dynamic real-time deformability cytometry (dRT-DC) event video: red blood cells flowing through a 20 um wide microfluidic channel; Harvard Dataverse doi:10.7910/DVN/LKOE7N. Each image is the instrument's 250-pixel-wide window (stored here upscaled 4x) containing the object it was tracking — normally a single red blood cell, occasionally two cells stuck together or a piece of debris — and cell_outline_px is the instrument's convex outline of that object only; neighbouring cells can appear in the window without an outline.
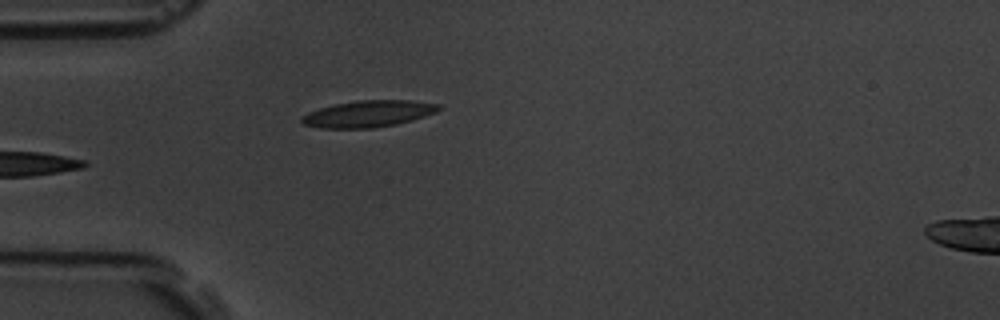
{"species": "common noctule bat (a hibernating species)", "species_latin": "Nyctalus noctula", "temperature_condition": "room temperature", "stored_images_in_passage": 40, "camera_frame_rate_fps": 3000, "um_per_image_px": 0.085, "animal": {"sex": "male", "body_mass_g": 19.5, "forearm_length_mm": 54.6}, "frame": {"image": 1, "passage_image": 1, "time_ms": 0.0, "image_size_px": [1000, 320], "cell_outline_px": [[440, 108], [436, 112], [412, 120], [396, 124], [372, 128], [320, 128], [304, 124], [300, 120], [300, 116], [308, 112], [320, 108], [336, 104], [356, 100], [412, 100], [440, 104]], "centroid_in_image_um": [31.29, 9.67], "position_along_channel_um": 53.7, "area_um2": 21.21}}
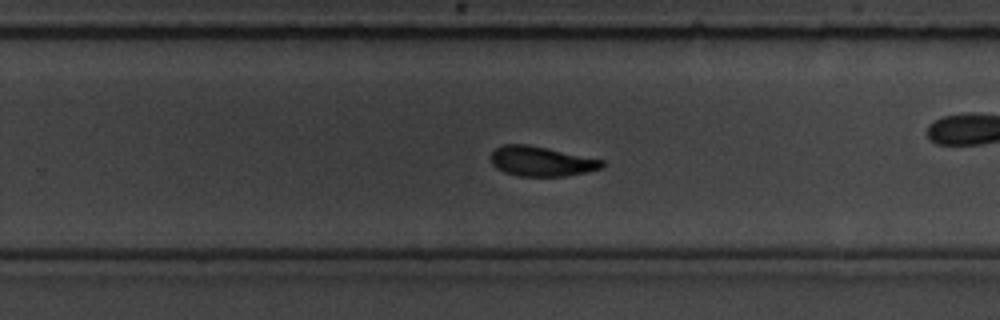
{"frame": {"image": 2, "passage_image": 18, "time_ms": 5.667, "image_size_px": [1000, 320], "cell_outline_px": [[604, 168], [564, 176], [520, 176], [504, 172], [496, 168], [492, 164], [488, 156], [496, 148], [504, 144], [528, 144], [548, 148], [604, 160]], "centroid_in_image_um": [45.98, 13.7], "position_along_channel_um": 283.8, "area_um2": 19.42}}
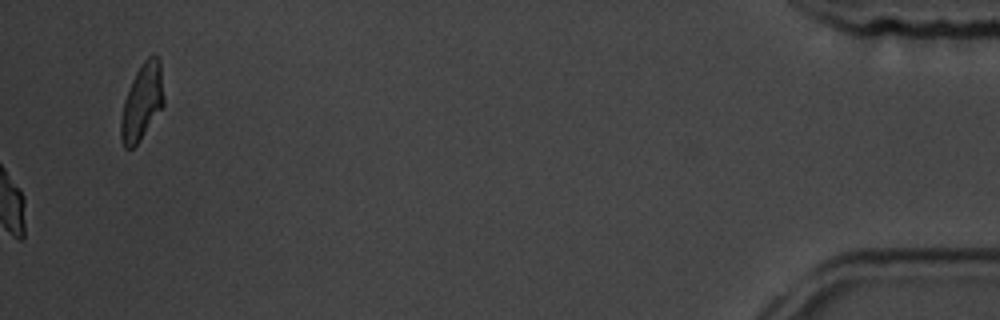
{"frame": {"image": 3, "passage_image": 40, "time_ms": 13.0, "image_size_px": [1000, 320], "cell_outline_px": [[164, 104], [136, 144], [132, 148], [124, 148], [120, 140], [120, 120], [124, 100], [132, 80], [140, 64], [148, 56], [156, 56], [160, 60], [164, 100]], "centroid_in_image_um": [12.05, 8.65], "position_along_channel_um": 423.2, "area_um2": 18.79}, "authors_computed_cell_mechanics": {"area_um2": 19.5942, "velocity_mm_per_s": 3.5283, "shape_relaxation_time_tau1_ms": 1.9778, "shape_relaxation_time_tau2_ms": 1.7904, "deformation_change_tau1": 0.1017, "deformation_change_tau2": 0.0577}}